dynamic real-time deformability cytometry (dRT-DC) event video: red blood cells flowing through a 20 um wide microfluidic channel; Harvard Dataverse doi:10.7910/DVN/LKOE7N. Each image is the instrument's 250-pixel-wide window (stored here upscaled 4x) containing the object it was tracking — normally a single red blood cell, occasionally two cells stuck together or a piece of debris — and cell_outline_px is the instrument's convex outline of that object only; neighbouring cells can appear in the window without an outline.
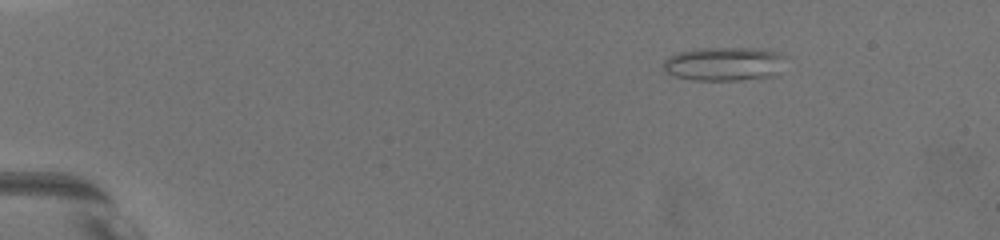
{"species": "common noctule bat (a hibernating species)", "species_latin": "Nyctalus noctula", "temperature_condition": "warm", "stored_images_in_passage": 53, "camera_frame_rate_fps": 3000, "um_per_image_px": 0.085, "animal": {"sex": "female", "body_mass_g": 19.5, "forearm_length_mm": 54.1}, "frame": {"image": 1, "passage_image": 6, "time_ms": 2.667, "image_size_px": [1000, 240], "cell_outline_px": [[792, 56], [772, 76], [740, 80], [692, 80], [676, 76], [664, 72], [660, 68], [664, 60], [668, 56], [680, 52], [700, 48], [760, 48]], "centroid_in_image_um": [61.57, 5.42], "position_along_channel_um": 23.4, "area_um2": 24.51}}
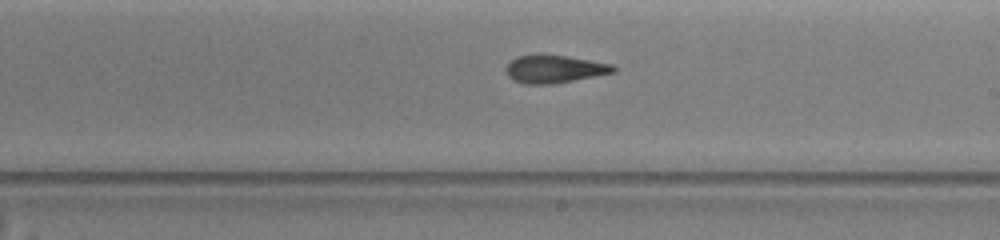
{"frame": {"image": 2, "passage_image": 27, "time_ms": 11.667, "image_size_px": [1000, 240], "cell_outline_px": [[616, 72], [552, 84], [524, 84], [512, 80], [504, 72], [504, 68], [516, 56], [540, 52], [568, 56], [612, 64], [616, 68]], "centroid_in_image_um": [47.06, 5.84], "position_along_channel_um": 241.9, "area_um2": 17.92}}
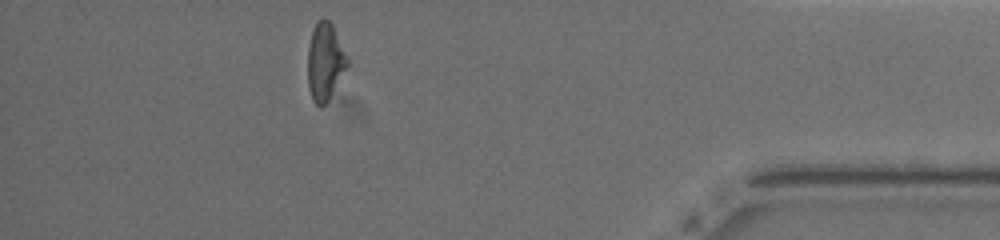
{"frame": {"image": 3, "passage_image": 46, "time_ms": 17.333, "image_size_px": [1000, 240], "cell_outline_px": [[348, 64], [328, 100], [320, 108], [312, 100], [308, 88], [308, 48], [312, 32], [316, 24], [324, 16], [332, 24], [348, 60]], "centroid_in_image_um": [27.6, 5.26], "position_along_channel_um": 407.6, "area_um2": 17.46}, "authors_computed_cell_mechanics": {"area_um2": 17.9758, "velocity_mm_per_s": 3.6197, "shape_relaxation_time_tau1_ms": 7.5913, "shape_relaxation_time_tau2_ms": 2.6697, "deformation_change_tau1": 0.2016, "deformation_change_tau2": 0.1327}}